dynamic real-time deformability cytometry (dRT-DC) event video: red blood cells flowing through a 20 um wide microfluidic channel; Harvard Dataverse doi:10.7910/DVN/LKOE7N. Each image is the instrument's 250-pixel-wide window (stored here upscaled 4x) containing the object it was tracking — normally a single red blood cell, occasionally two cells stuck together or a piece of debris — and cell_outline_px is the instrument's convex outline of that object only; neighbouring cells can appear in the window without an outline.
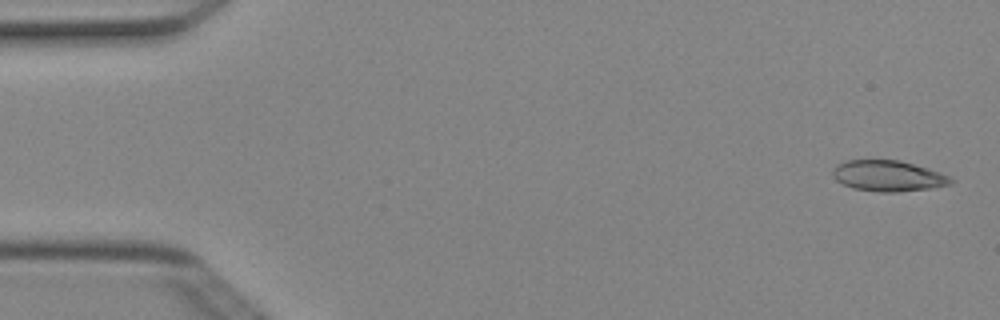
{"species": "Egyptian fruit bat (a non-hibernating species)", "species_latin": "Rousettus aegyptiacus", "temperature_condition": "cold", "stored_images_in_passage": 5, "camera_frame_rate_fps": 3000, "um_per_image_px": 0.085, "animal": {"sex": "female"}, "frame": {"image": 1, "passage_image": 1, "time_ms": 0.0, "image_size_px": [1000, 320], "cell_outline_px": [[956, 180], [952, 184], [932, 188], [896, 192], [880, 192], [852, 188], [836, 180], [832, 176], [832, 168], [836, 164], [848, 160], [900, 160], [928, 168], [940, 172]], "centroid_in_image_um": [75.49, 14.95], "position_along_channel_um": 9.5, "area_um2": 21.39}}